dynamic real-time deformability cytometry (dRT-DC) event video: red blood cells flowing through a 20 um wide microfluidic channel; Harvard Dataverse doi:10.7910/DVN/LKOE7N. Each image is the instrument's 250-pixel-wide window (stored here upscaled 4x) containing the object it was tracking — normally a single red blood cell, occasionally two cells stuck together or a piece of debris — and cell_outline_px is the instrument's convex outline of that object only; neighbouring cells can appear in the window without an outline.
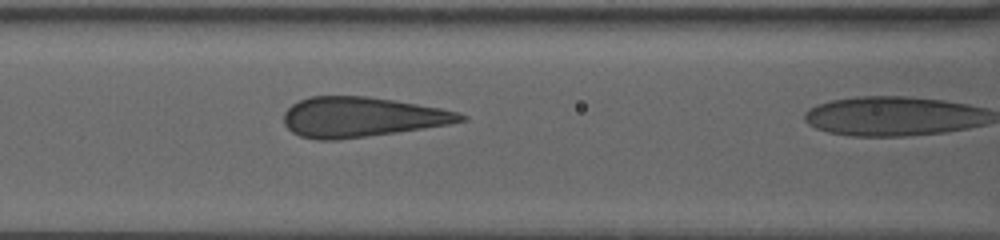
{"species": "human", "species_latin": "Homo sapiens", "temperature_condition": "warm", "stored_images_in_passage": 4, "camera_frame_rate_fps": 3000, "um_per_image_px": 0.085, "donor": {"sex": "female"}, "frame": {"image": 1, "passage_image": 3, "time_ms": 1.333, "image_size_px": [1000, 240], "cell_outline_px": [[468, 120], [448, 124], [424, 128], [396, 132], [336, 140], [316, 140], [300, 136], [292, 132], [284, 124], [284, 112], [292, 104], [308, 96], [368, 96], [440, 108], [460, 112], [468, 116]], "centroid_in_image_um": [30.73, 9.95], "position_along_channel_um": 135.9, "area_um2": 41.1}}